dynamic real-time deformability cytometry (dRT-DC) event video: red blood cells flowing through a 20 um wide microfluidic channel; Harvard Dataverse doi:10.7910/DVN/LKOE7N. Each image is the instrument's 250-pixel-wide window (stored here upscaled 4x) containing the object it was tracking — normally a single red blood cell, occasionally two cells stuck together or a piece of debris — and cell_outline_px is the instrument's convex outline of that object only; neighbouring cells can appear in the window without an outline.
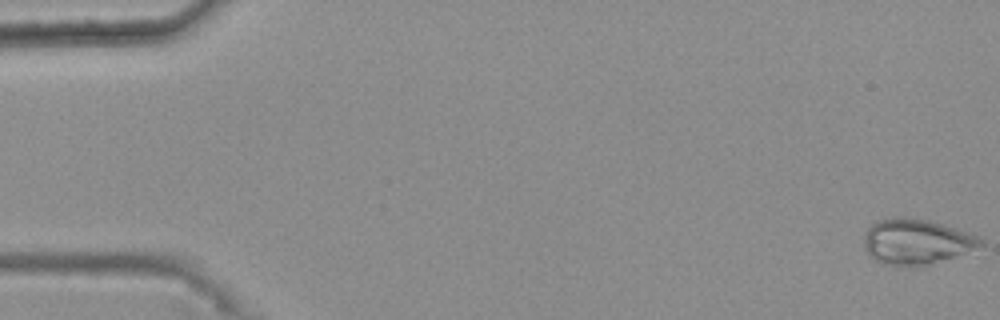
{"species": "common noctule bat (a hibernating species)", "species_latin": "Nyctalus noctula", "temperature_condition": "warm", "stored_images_in_passage": 47, "camera_frame_rate_fps": 3000, "um_per_image_px": 0.085, "animal": {"sex": "female", "body_mass_g": 25.1}, "frame": {"image": 1, "passage_image": 1, "time_ms": 0.0, "image_size_px": [1000, 320], "cell_outline_px": [[984, 244], [956, 256], [924, 268], [896, 268], [884, 264], [876, 260], [864, 248], [864, 232], [876, 220], [892, 216], [904, 216], [944, 224], [976, 236], [984, 240]], "centroid_in_image_um": [77.84, 20.58], "position_along_channel_um": 7.2, "area_um2": 31.56}}
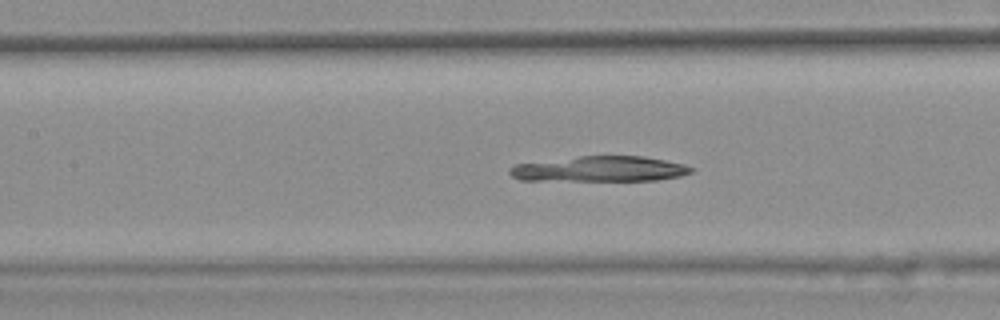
{"frame": {"image": 2, "passage_image": 25, "time_ms": 8.0, "image_size_px": [1000, 320], "cell_outline_px": [[692, 172], [680, 176], [656, 180], [520, 180], [512, 176], [508, 172], [508, 168], [516, 164], [580, 156], [644, 156], [684, 164], [692, 168]], "centroid_in_image_um": [50.97, 14.36], "position_along_channel_um": 156.4, "area_um2": 26.59}}
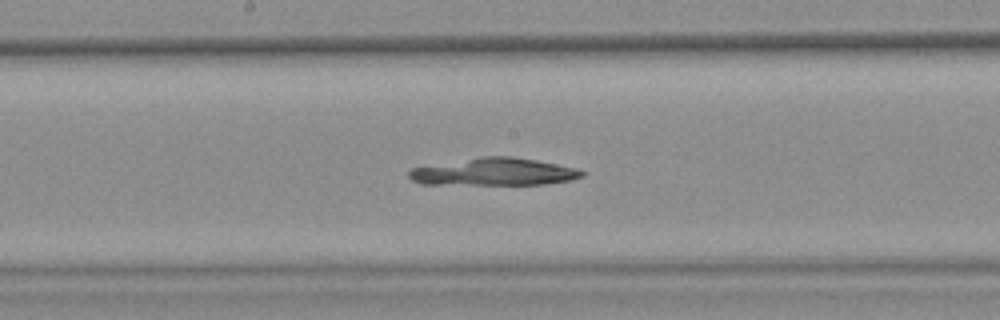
{"frame": {"image": 3, "passage_image": 29, "time_ms": 9.333, "image_size_px": [1000, 320], "cell_outline_px": [[584, 176], [572, 180], [544, 184], [420, 184], [412, 180], [408, 176], [408, 172], [412, 168], [480, 156], [512, 156], [536, 160], [580, 168], [584, 172]], "centroid_in_image_um": [42.03, 14.6], "position_along_channel_um": 206.2, "area_um2": 27.74}}